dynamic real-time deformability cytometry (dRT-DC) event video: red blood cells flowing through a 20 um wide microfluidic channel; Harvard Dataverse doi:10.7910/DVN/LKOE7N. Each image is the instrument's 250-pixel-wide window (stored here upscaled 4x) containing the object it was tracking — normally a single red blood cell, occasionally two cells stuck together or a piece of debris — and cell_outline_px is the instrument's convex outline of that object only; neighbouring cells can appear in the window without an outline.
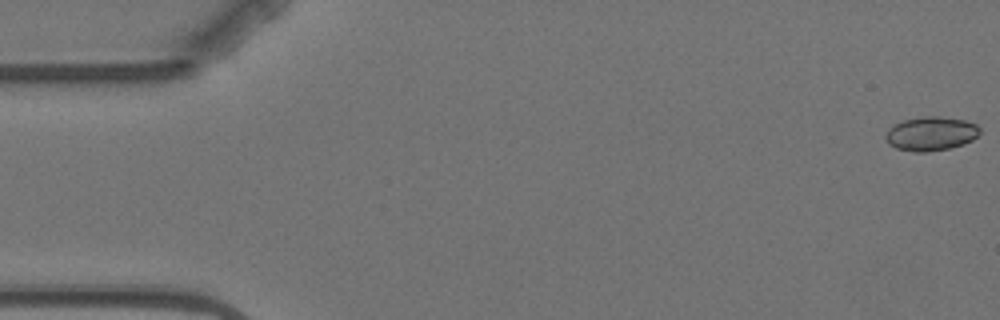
{"species": "Egyptian fruit bat (a non-hibernating species)", "species_latin": "Rousettus aegyptiacus", "temperature_condition": "warm", "stored_images_in_passage": 9, "camera_frame_rate_fps": 3000, "um_per_image_px": 0.085, "animal": {"sex": "female"}, "frame": {"image": 1, "passage_image": 1, "time_ms": 0.0, "image_size_px": [1000, 320], "cell_outline_px": [[980, 132], [972, 140], [964, 144], [948, 148], [928, 152], [912, 152], [896, 148], [888, 144], [884, 136], [888, 128], [892, 124], [900, 120], [924, 116], [940, 116], [964, 120], [976, 124], [980, 128]], "centroid_in_image_um": [79.08, 11.35], "position_along_channel_um": 5.9, "area_um2": 18.96}}